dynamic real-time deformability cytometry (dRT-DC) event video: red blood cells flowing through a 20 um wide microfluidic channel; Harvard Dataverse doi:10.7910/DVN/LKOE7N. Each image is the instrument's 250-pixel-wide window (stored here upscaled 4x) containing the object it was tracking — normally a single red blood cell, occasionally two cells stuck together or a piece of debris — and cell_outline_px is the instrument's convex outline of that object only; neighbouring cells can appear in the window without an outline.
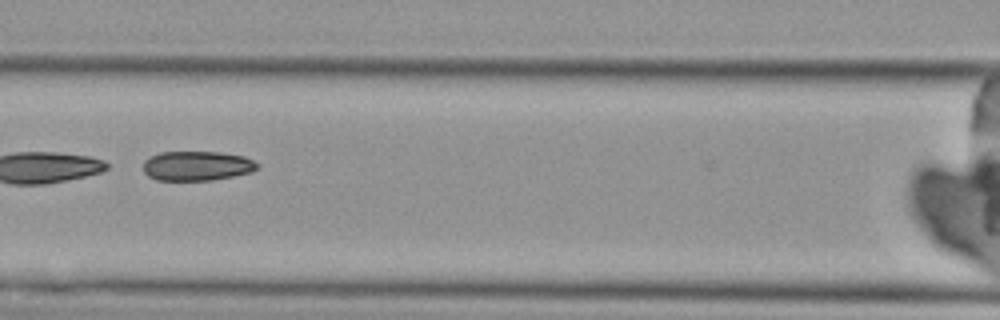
{"species": "Egyptian fruit bat (a non-hibernating species)", "species_latin": "Rousettus aegyptiacus", "temperature_condition": "cold", "stored_images_in_passage": 8, "camera_frame_rate_fps": 3000, "um_per_image_px": 0.085, "animal": {"sex": "female"}, "frame": {"image": 1, "passage_image": 6, "time_ms": 7.333, "image_size_px": [1000, 320], "cell_outline_px": [[260, 168], [252, 172], [212, 180], [156, 180], [148, 176], [144, 172], [144, 160], [148, 156], [160, 152], [220, 152], [244, 156], [260, 164]], "centroid_in_image_um": [16.75, 14.09], "position_along_channel_um": 149.9, "area_um2": 19.83}}
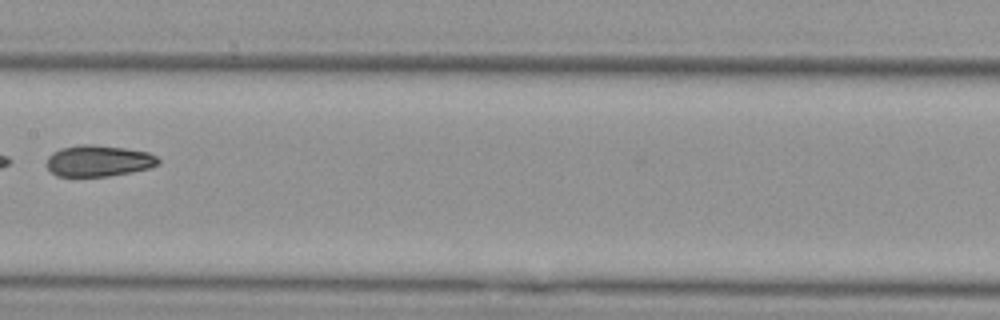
{"frame": {"image": 2, "passage_image": 7, "time_ms": 8.667, "image_size_px": [1000, 320], "cell_outline_px": [[160, 164], [148, 168], [132, 172], [108, 176], [56, 176], [48, 168], [48, 156], [52, 152], [60, 148], [80, 144], [92, 144], [124, 148], [148, 152], [156, 156], [160, 160]], "centroid_in_image_um": [8.38, 13.66], "position_along_channel_um": 199.0, "area_um2": 20.35}}
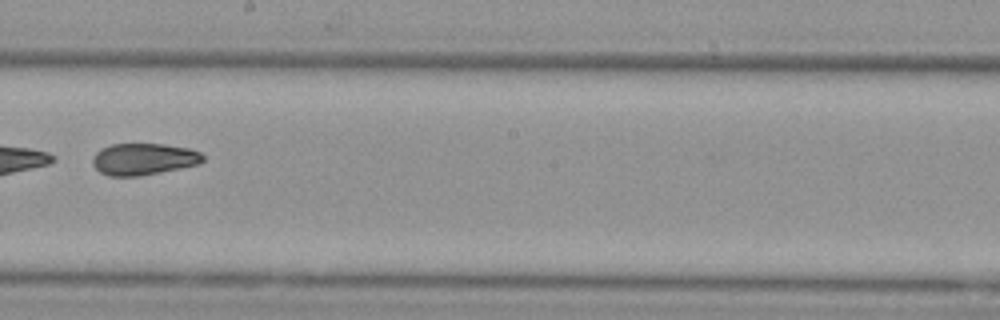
{"frame": {"image": 3, "passage_image": 8, "time_ms": 9.667, "image_size_px": [1000, 320], "cell_outline_px": [[204, 160], [200, 164], [160, 172], [136, 176], [108, 176], [100, 172], [92, 164], [92, 156], [100, 148], [112, 144], [164, 144], [188, 148], [200, 152], [204, 156]], "centroid_in_image_um": [12.19, 13.52], "position_along_channel_um": 236.0, "area_um2": 20.46}}